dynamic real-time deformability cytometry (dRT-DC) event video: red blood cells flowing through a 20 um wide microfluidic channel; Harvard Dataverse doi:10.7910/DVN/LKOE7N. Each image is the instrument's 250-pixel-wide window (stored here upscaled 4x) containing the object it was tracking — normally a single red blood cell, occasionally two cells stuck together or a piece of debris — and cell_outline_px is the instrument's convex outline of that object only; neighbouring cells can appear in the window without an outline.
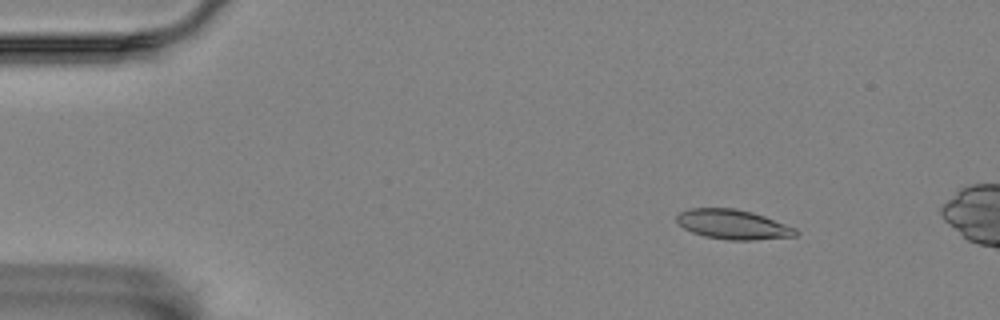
{"species": "Egyptian fruit bat (a non-hibernating species)", "species_latin": "Rousettus aegyptiacus", "temperature_condition": "room temperature", "stored_images_in_passage": 4, "camera_frame_rate_fps": 3000, "um_per_image_px": 0.085, "animal": {"sex": "female"}, "frame": {"image": 1, "passage_image": 1, "time_ms": 0.0, "image_size_px": [1000, 320], "cell_outline_px": [[800, 232], [796, 236], [752, 240], [728, 240], [704, 236], [692, 232], [684, 228], [676, 220], [676, 216], [680, 212], [692, 208], [736, 208], [752, 212], [764, 216], [796, 228]], "centroid_in_image_um": [62.32, 19.08], "position_along_channel_um": 22.7, "area_um2": 20.52}}